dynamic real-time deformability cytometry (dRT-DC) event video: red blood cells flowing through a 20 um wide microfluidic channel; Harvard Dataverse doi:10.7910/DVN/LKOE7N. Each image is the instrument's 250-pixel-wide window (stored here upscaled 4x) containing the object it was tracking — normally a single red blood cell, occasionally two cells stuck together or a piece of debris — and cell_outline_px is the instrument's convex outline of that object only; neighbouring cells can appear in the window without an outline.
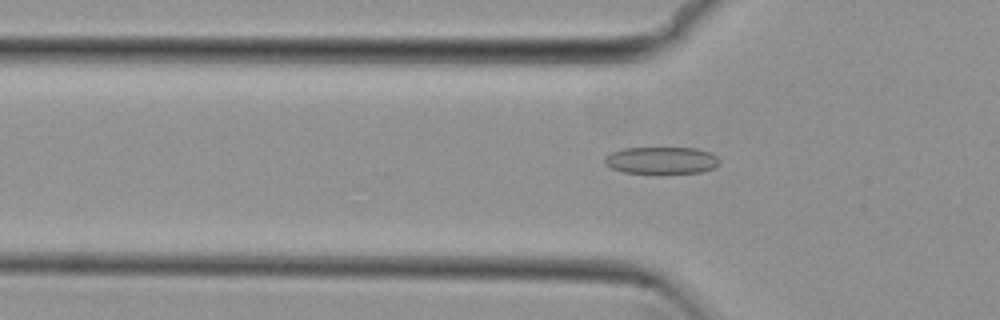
{"species": "common noctule bat (a hibernating species)", "species_latin": "Nyctalus noctula", "temperature_condition": "cold", "stored_images_in_passage": 54, "camera_frame_rate_fps": 3000, "um_per_image_px": 0.085, "animal": {"sex": "female", "body_mass_g": 29.2, "forearm_length_mm": 56.3}, "frame": {"image": 1, "passage_image": 18, "time_ms": 5.667, "image_size_px": [1000, 320], "cell_outline_px": [[720, 164], [716, 168], [700, 172], [656, 176], [624, 172], [612, 168], [604, 164], [604, 160], [612, 152], [624, 148], [696, 148], [712, 152], [720, 160]], "centroid_in_image_um": [56.28, 13.68], "position_along_channel_um": 69.5, "area_um2": 18.96}}
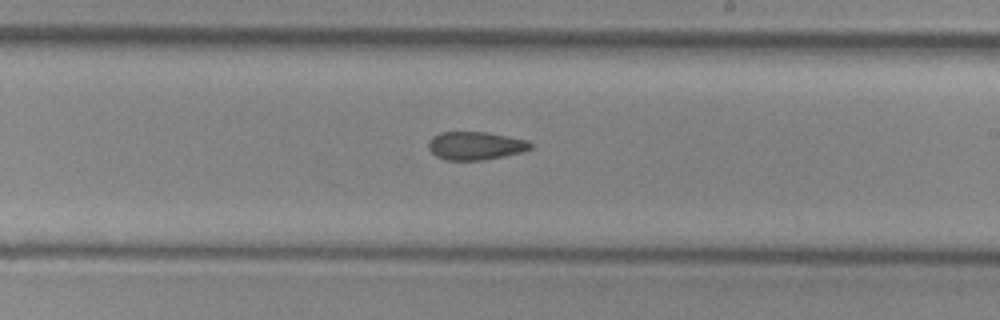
{"frame": {"image": 2, "passage_image": 32, "time_ms": 10.333, "image_size_px": [1000, 320], "cell_outline_px": [[532, 148], [524, 152], [484, 160], [444, 160], [436, 156], [428, 148], [428, 140], [432, 136], [440, 132], [488, 132], [528, 140], [532, 144]], "centroid_in_image_um": [40.42, 12.38], "position_along_channel_um": 248.6, "area_um2": 16.99}}
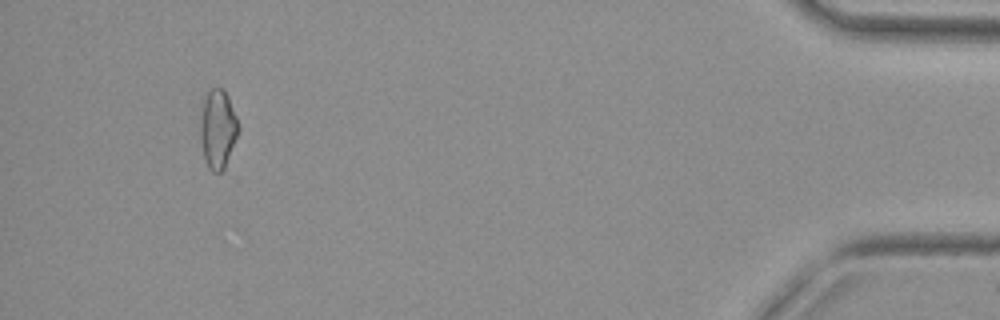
{"frame": {"image": 3, "passage_image": 51, "time_ms": 16.667, "image_size_px": [1000, 320], "cell_outline_px": [[240, 128], [224, 168], [220, 172], [212, 172], [208, 168], [204, 160], [200, 140], [200, 116], [204, 100], [208, 92], [212, 88], [224, 88], [228, 96], [236, 116]], "centroid_in_image_um": [18.5, 10.97], "position_along_channel_um": 416.7, "area_um2": 17.51}, "authors_computed_cell_mechanics": {"area_um2": 17.8024, "velocity_mm_per_s": 3.8317, "shape_relaxation_time_tau1_ms": null, "shape_relaxation_time_tau2_ms": 4.4949, "deformation_change_tau1": null, "deformation_change_tau2": 0.1081}}